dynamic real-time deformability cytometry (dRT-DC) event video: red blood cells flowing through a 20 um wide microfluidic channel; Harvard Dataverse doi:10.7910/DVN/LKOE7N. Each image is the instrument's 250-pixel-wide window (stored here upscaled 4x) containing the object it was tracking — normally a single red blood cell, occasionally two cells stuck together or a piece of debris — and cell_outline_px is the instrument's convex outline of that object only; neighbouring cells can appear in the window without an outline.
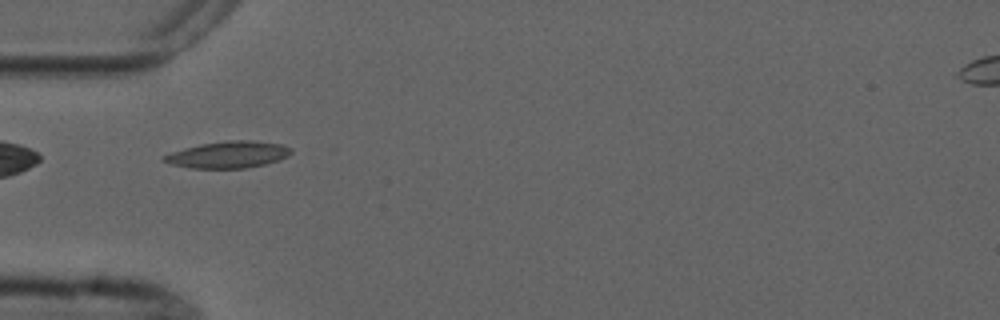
{"species": "common noctule bat (a hibernating species)", "species_latin": "Nyctalus noctula", "temperature_condition": "cold", "stored_images_in_passage": 6, "camera_frame_rate_fps": 3000, "um_per_image_px": 0.085, "animal": {"sex": "male", "forearm_length_mm": 52.5}, "frame": {"image": 1, "passage_image": 5, "time_ms": 4.667, "image_size_px": [1000, 320], "cell_outline_px": [[292, 152], [288, 156], [280, 160], [264, 164], [244, 168], [192, 168], [172, 164], [164, 160], [164, 156], [172, 152], [184, 148], [200, 144], [228, 140], [252, 140], [280, 144], [292, 148]], "centroid_in_image_um": [19.45, 13.13], "position_along_channel_um": 65.6, "area_um2": 19.59}}
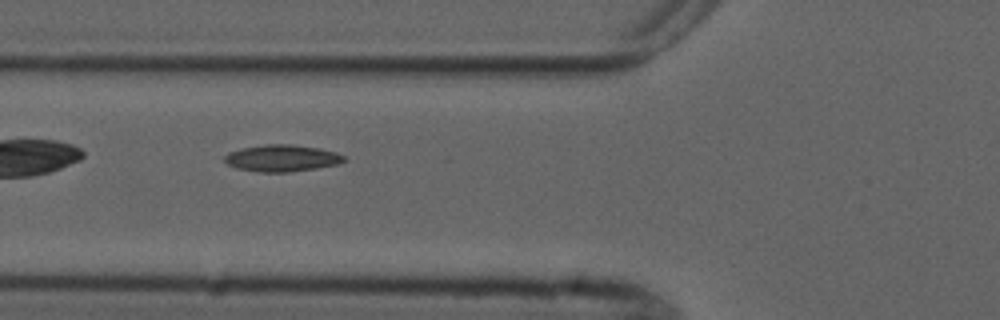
{"frame": {"image": 2, "passage_image": 6, "time_ms": 5.667, "image_size_px": [1000, 320], "cell_outline_px": [[348, 160], [336, 164], [316, 168], [288, 172], [256, 172], [236, 168], [228, 164], [224, 160], [224, 156], [228, 152], [244, 148], [268, 144], [292, 144], [320, 148], [336, 152], [344, 156]], "centroid_in_image_um": [23.97, 13.44], "position_along_channel_um": 101.8, "area_um2": 18.61}}